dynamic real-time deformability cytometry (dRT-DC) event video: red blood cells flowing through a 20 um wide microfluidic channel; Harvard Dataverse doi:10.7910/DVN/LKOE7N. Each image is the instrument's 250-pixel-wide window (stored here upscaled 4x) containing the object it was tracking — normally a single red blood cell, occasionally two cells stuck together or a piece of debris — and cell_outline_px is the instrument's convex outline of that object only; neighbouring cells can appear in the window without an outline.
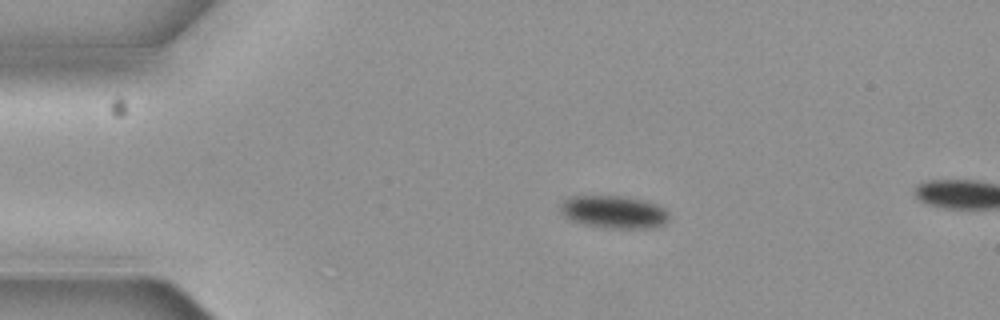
{"species": "common noctule bat (a hibernating species)", "species_latin": "Nyctalus noctula", "temperature_condition": "cold", "stored_images_in_passage": 2, "camera_frame_rate_fps": 3000, "um_per_image_px": 0.085, "animal": {"sex": "female", "body_mass_g": 19.3, "forearm_length_mm": 54.1}, "frame": {"image": 1, "passage_image": 1, "time_ms": 0.0, "image_size_px": [1000, 320], "cell_outline_px": [[668, 220], [664, 224], [652, 228], [604, 228], [584, 224], [572, 220], [564, 216], [560, 212], [560, 204], [564, 200], [572, 196], [620, 196], [644, 200], [656, 204], [664, 208], [668, 212]], "centroid_in_image_um": [52.18, 18.02], "position_along_channel_um": 32.8, "area_um2": 20.69}}